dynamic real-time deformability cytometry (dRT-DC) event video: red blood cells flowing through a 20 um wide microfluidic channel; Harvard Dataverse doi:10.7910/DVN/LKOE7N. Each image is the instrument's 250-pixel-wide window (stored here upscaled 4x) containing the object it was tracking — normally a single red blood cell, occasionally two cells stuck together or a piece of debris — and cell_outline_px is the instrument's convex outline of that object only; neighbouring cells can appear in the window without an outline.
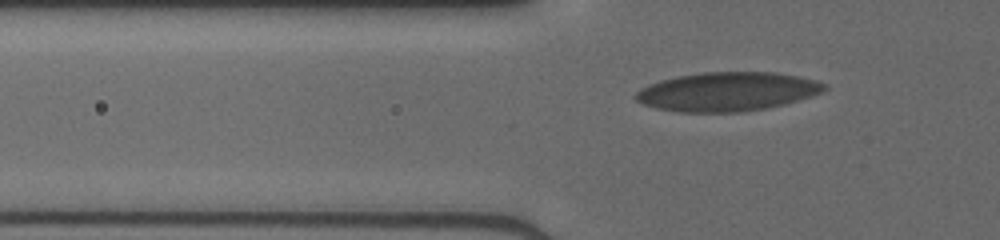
{"species": "human", "species_latin": "Homo sapiens", "temperature_condition": "cold", "stored_images_in_passage": 35, "camera_frame_rate_fps": 3000, "um_per_image_px": 0.085, "donor": {"sex": "male"}, "frame": {"image": 1, "passage_image": 4, "time_ms": 1.0, "image_size_px": [1000, 240], "cell_outline_px": [[828, 88], [820, 92], [784, 104], [764, 108], [740, 112], [680, 112], [656, 108], [644, 104], [636, 100], [636, 92], [660, 80], [676, 76], [700, 72], [776, 72], [796, 76], [812, 80], [824, 84]], "centroid_in_image_um": [61.78, 7.78], "position_along_channel_um": 64.0, "area_um2": 42.19}}
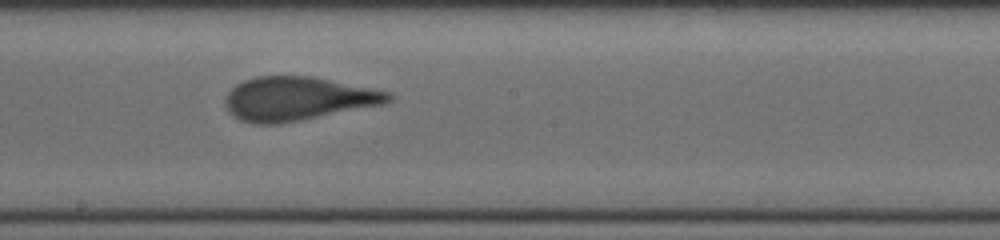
{"frame": {"image": 2, "passage_image": 16, "time_ms": 5.0, "image_size_px": [1000, 240], "cell_outline_px": [[392, 100], [384, 104], [300, 120], [276, 124], [252, 124], [240, 120], [224, 104], [224, 100], [228, 92], [236, 84], [244, 80], [256, 76], [312, 76], [388, 92], [392, 96]], "centroid_in_image_um": [25.27, 8.39], "position_along_channel_um": 222.9, "area_um2": 41.1}}
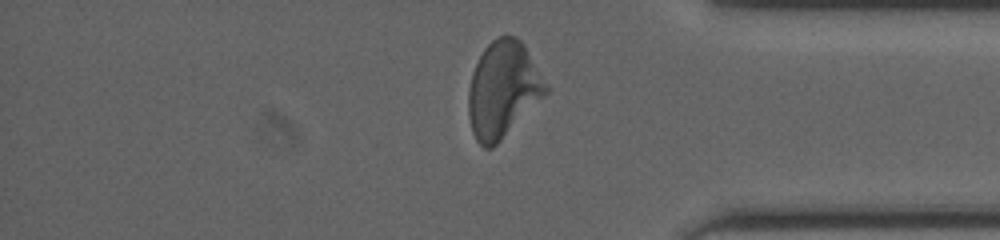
{"frame": {"image": 3, "passage_image": 29, "time_ms": 9.333, "image_size_px": [1000, 240], "cell_outline_px": [[548, 92], [492, 148], [484, 148], [476, 140], [472, 132], [468, 116], [468, 92], [472, 72], [484, 48], [496, 36], [516, 36], [524, 44], [548, 88]], "centroid_in_image_um": [42.71, 7.6], "position_along_channel_um": 392.5, "area_um2": 42.77}}